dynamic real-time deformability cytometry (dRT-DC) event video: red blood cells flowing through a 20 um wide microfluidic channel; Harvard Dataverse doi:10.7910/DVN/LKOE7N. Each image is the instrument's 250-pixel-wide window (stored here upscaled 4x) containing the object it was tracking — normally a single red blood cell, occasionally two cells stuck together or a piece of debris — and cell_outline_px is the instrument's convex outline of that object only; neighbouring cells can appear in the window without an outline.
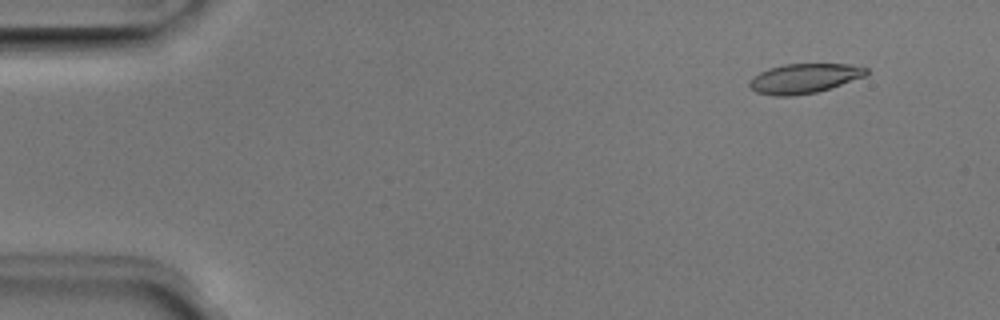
{"species": "Egyptian fruit bat (a non-hibernating species)", "species_latin": "Rousettus aegyptiacus", "temperature_condition": "room temperature", "stored_images_in_passage": 51, "camera_frame_rate_fps": 3000, "um_per_image_px": 0.085, "animal": {"sex": "male"}, "frame": {"image": 1, "passage_image": 5, "time_ms": 1.333, "image_size_px": [1000, 320], "cell_outline_px": [[868, 72], [864, 76], [816, 92], [792, 96], [776, 96], [756, 92], [748, 84], [752, 76], [768, 68], [784, 64], [848, 64], [868, 68]], "centroid_in_image_um": [68.31, 6.66], "position_along_channel_um": 16.7, "area_um2": 19.94}}
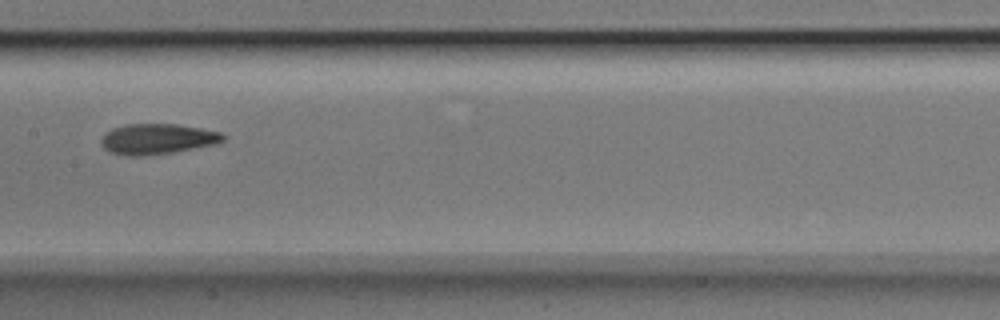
{"frame": {"image": 2, "passage_image": 26, "time_ms": 8.333, "image_size_px": [1000, 320], "cell_outline_px": [[228, 136], [224, 140], [216, 144], [172, 152], [140, 156], [128, 156], [112, 152], [104, 148], [100, 144], [100, 140], [112, 128], [124, 124], [176, 124], [200, 128], [220, 132]], "centroid_in_image_um": [13.39, 11.8], "position_along_channel_um": 194.0, "area_um2": 21.56}}
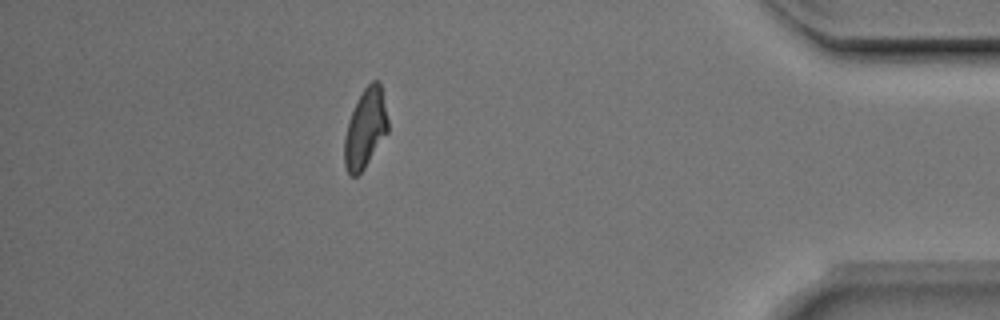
{"frame": {"image": 3, "passage_image": 45, "time_ms": 14.667, "image_size_px": [1000, 320], "cell_outline_px": [[388, 132], [364, 168], [356, 176], [352, 176], [348, 172], [344, 164], [344, 136], [348, 120], [364, 88], [372, 80], [380, 80], [388, 120]], "centroid_in_image_um": [31.06, 10.91], "position_along_channel_um": 404.1, "area_um2": 19.94}, "authors_computed_cell_mechanics": {"area_um2": 20.9814, "velocity_mm_per_s": 4.0141, "shape_relaxation_time_tau1_ms": 4.293, "shape_relaxation_time_tau2_ms": 2.203, "deformation_change_tau1": 0.1745, "deformation_change_tau2": 0.0972}}